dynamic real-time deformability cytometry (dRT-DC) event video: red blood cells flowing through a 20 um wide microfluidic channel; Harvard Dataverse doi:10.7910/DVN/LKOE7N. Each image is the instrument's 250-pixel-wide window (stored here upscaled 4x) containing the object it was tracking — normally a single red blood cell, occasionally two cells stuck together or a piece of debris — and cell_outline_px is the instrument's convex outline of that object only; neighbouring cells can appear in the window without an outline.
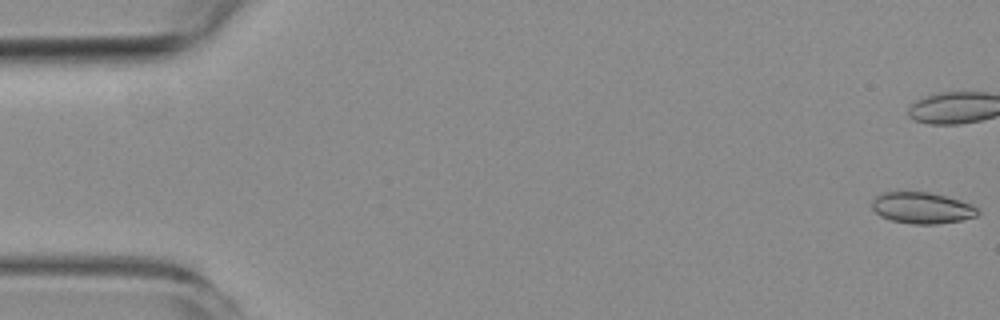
{"species": "common noctule bat (a hibernating species)", "species_latin": "Nyctalus noctula", "temperature_condition": "room temperature", "stored_images_in_passage": 15, "camera_frame_rate_fps": 3000, "um_per_image_px": 0.085, "animal": {"sex": "female", "body_mass_g": 19.3, "forearm_length_mm": 54.1}, "frame": {"image": 1, "passage_image": 1, "time_ms": 0.0, "image_size_px": [1000, 320], "cell_outline_px": [[980, 212], [976, 216], [960, 220], [936, 224], [912, 224], [892, 220], [880, 216], [872, 208], [872, 200], [876, 196], [884, 192], [928, 192], [960, 200], [972, 204]], "centroid_in_image_um": [78.36, 17.67], "position_along_channel_um": 6.6, "area_um2": 19.13}}
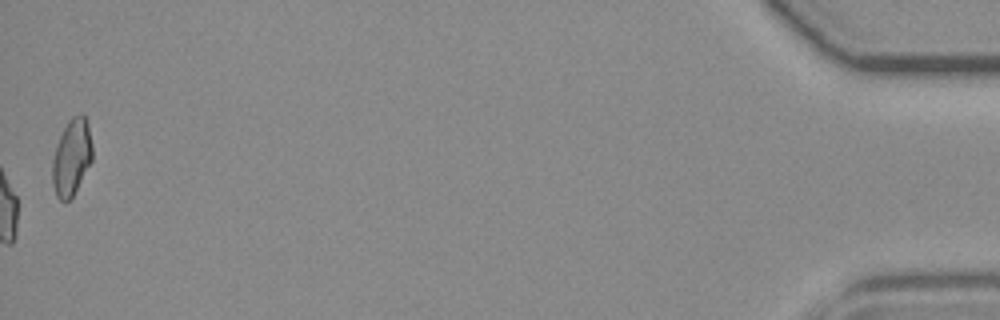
{"frame": {"image": 2, "passage_image": 15, "time_ms": 18.333, "image_size_px": [1000, 320], "cell_outline_px": [[92, 160], [72, 196], [68, 200], [60, 200], [56, 196], [52, 184], [52, 160], [56, 144], [68, 120], [72, 116], [80, 112], [84, 112], [88, 124], [92, 144]], "centroid_in_image_um": [6.08, 13.31], "position_along_channel_um": 429.1, "area_um2": 17.86}, "authors_computed_cell_mechanics": {"area_um2": 18.6116, "velocity_mm_per_s": 3.7571, "shape_relaxation_time_tau1_ms": null, "shape_relaxation_time_tau2_ms": 1.4866, "deformation_change_tau1": null, "deformation_change_tau2": 0.0379}}